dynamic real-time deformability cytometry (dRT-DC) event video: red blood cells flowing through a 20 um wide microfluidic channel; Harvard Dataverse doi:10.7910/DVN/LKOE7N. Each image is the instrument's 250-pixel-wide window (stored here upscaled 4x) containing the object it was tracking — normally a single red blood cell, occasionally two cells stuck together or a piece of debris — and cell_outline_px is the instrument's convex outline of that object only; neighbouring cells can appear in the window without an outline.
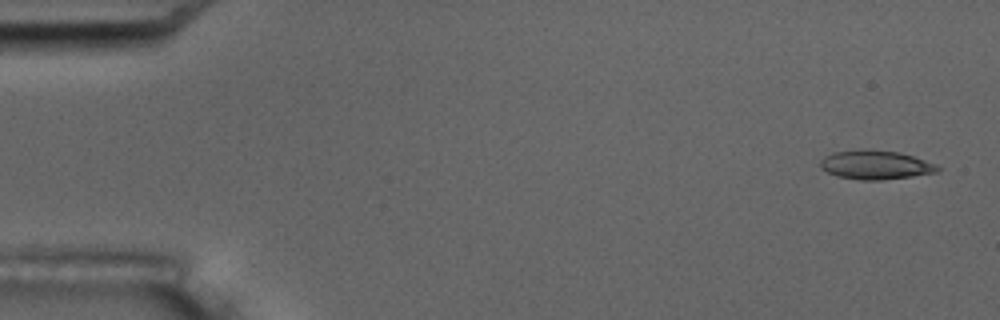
{"species": "common noctule bat (a hibernating species)", "species_latin": "Nyctalus noctula", "temperature_condition": "room temperature", "stored_images_in_passage": 10, "camera_frame_rate_fps": 3000, "um_per_image_px": 0.085, "animal": {"sex": "male", "body_mass_g": 17.5, "forearm_length_mm": 52.3}, "frame": {"image": 1, "passage_image": 1, "time_ms": 0.0, "image_size_px": [1000, 320], "cell_outline_px": [[940, 172], [912, 176], [880, 180], [860, 180], [836, 176], [820, 168], [820, 160], [824, 156], [832, 152], [900, 152], [936, 164], [940, 168]], "centroid_in_image_um": [74.44, 14.06], "position_along_channel_um": 10.6, "area_um2": 19.07}}
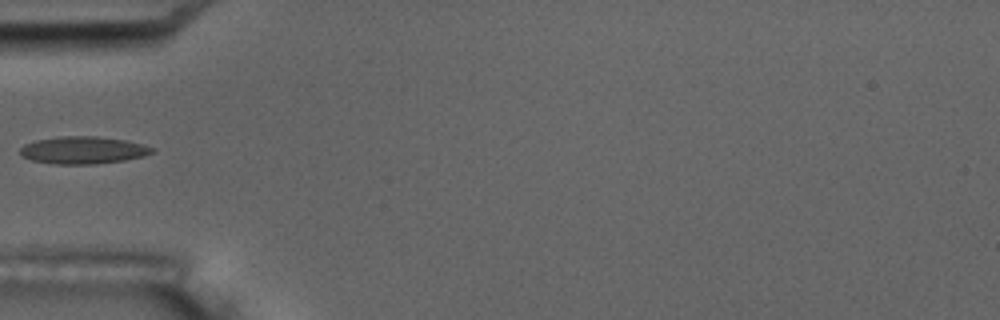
{"frame": {"image": 2, "passage_image": 6, "time_ms": 5.667, "image_size_px": [1000, 320], "cell_outline_px": [[156, 152], [144, 156], [124, 160], [96, 164], [56, 164], [32, 160], [20, 156], [20, 148], [24, 144], [36, 140], [56, 136], [96, 136], [124, 140], [144, 144], [156, 148]], "centroid_in_image_um": [7.08, 12.76], "position_along_channel_um": 77.9, "area_um2": 21.27}}
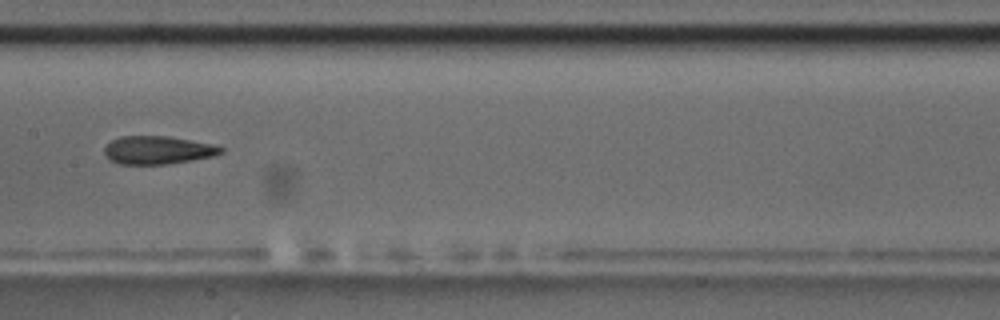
{"frame": {"image": 3, "passage_image": 9, "time_ms": 9.0, "image_size_px": [1000, 320], "cell_outline_px": [[224, 152], [216, 156], [168, 164], [120, 164], [108, 160], [104, 152], [104, 148], [112, 140], [120, 136], [168, 136], [212, 144], [224, 148]], "centroid_in_image_um": [13.42, 12.76], "position_along_channel_um": 194.0, "area_um2": 19.19}}